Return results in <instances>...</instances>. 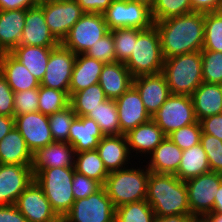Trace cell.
I'll use <instances>...</instances> for the list:
<instances>
[{
  "label": "cell",
  "instance_id": "83f0119b",
  "mask_svg": "<svg viewBox=\"0 0 222 222\" xmlns=\"http://www.w3.org/2000/svg\"><path fill=\"white\" fill-rule=\"evenodd\" d=\"M191 97L197 121L222 114V85L202 82Z\"/></svg>",
  "mask_w": 222,
  "mask_h": 222
},
{
  "label": "cell",
  "instance_id": "681fc988",
  "mask_svg": "<svg viewBox=\"0 0 222 222\" xmlns=\"http://www.w3.org/2000/svg\"><path fill=\"white\" fill-rule=\"evenodd\" d=\"M199 122L202 133L213 135L222 141V114L205 117Z\"/></svg>",
  "mask_w": 222,
  "mask_h": 222
},
{
  "label": "cell",
  "instance_id": "7dc6e473",
  "mask_svg": "<svg viewBox=\"0 0 222 222\" xmlns=\"http://www.w3.org/2000/svg\"><path fill=\"white\" fill-rule=\"evenodd\" d=\"M102 187L103 185L100 182L79 174L76 171L74 172L72 191L75 200L86 198L99 191Z\"/></svg>",
  "mask_w": 222,
  "mask_h": 222
},
{
  "label": "cell",
  "instance_id": "f35d334b",
  "mask_svg": "<svg viewBox=\"0 0 222 222\" xmlns=\"http://www.w3.org/2000/svg\"><path fill=\"white\" fill-rule=\"evenodd\" d=\"M190 12H193L190 0H155L151 8L154 23Z\"/></svg>",
  "mask_w": 222,
  "mask_h": 222
},
{
  "label": "cell",
  "instance_id": "484cf974",
  "mask_svg": "<svg viewBox=\"0 0 222 222\" xmlns=\"http://www.w3.org/2000/svg\"><path fill=\"white\" fill-rule=\"evenodd\" d=\"M0 72L13 92L39 88L40 82L11 53L0 58Z\"/></svg>",
  "mask_w": 222,
  "mask_h": 222
},
{
  "label": "cell",
  "instance_id": "7a4b0ae2",
  "mask_svg": "<svg viewBox=\"0 0 222 222\" xmlns=\"http://www.w3.org/2000/svg\"><path fill=\"white\" fill-rule=\"evenodd\" d=\"M146 201L152 207L155 216L191 214L185 181L174 174L150 171Z\"/></svg>",
  "mask_w": 222,
  "mask_h": 222
},
{
  "label": "cell",
  "instance_id": "816d5d0a",
  "mask_svg": "<svg viewBox=\"0 0 222 222\" xmlns=\"http://www.w3.org/2000/svg\"><path fill=\"white\" fill-rule=\"evenodd\" d=\"M0 222H28L15 204L0 205Z\"/></svg>",
  "mask_w": 222,
  "mask_h": 222
},
{
  "label": "cell",
  "instance_id": "cb8c5ba5",
  "mask_svg": "<svg viewBox=\"0 0 222 222\" xmlns=\"http://www.w3.org/2000/svg\"><path fill=\"white\" fill-rule=\"evenodd\" d=\"M134 77L122 62L104 64L99 85L108 99H117L133 85Z\"/></svg>",
  "mask_w": 222,
  "mask_h": 222
},
{
  "label": "cell",
  "instance_id": "db71d44e",
  "mask_svg": "<svg viewBox=\"0 0 222 222\" xmlns=\"http://www.w3.org/2000/svg\"><path fill=\"white\" fill-rule=\"evenodd\" d=\"M192 11L196 12H217L222 5V0H190Z\"/></svg>",
  "mask_w": 222,
  "mask_h": 222
},
{
  "label": "cell",
  "instance_id": "8d00e7d4",
  "mask_svg": "<svg viewBox=\"0 0 222 222\" xmlns=\"http://www.w3.org/2000/svg\"><path fill=\"white\" fill-rule=\"evenodd\" d=\"M70 97L65 91L39 86L38 111L51 115L69 106Z\"/></svg>",
  "mask_w": 222,
  "mask_h": 222
},
{
  "label": "cell",
  "instance_id": "94428289",
  "mask_svg": "<svg viewBox=\"0 0 222 222\" xmlns=\"http://www.w3.org/2000/svg\"><path fill=\"white\" fill-rule=\"evenodd\" d=\"M191 222H210L205 216H193Z\"/></svg>",
  "mask_w": 222,
  "mask_h": 222
},
{
  "label": "cell",
  "instance_id": "4dcf8cb0",
  "mask_svg": "<svg viewBox=\"0 0 222 222\" xmlns=\"http://www.w3.org/2000/svg\"><path fill=\"white\" fill-rule=\"evenodd\" d=\"M53 48L55 47L19 45L11 54L41 83Z\"/></svg>",
  "mask_w": 222,
  "mask_h": 222
},
{
  "label": "cell",
  "instance_id": "8992f818",
  "mask_svg": "<svg viewBox=\"0 0 222 222\" xmlns=\"http://www.w3.org/2000/svg\"><path fill=\"white\" fill-rule=\"evenodd\" d=\"M124 64L133 77L162 72L164 58L155 25L143 29L134 39L132 53Z\"/></svg>",
  "mask_w": 222,
  "mask_h": 222
},
{
  "label": "cell",
  "instance_id": "52a82bcc",
  "mask_svg": "<svg viewBox=\"0 0 222 222\" xmlns=\"http://www.w3.org/2000/svg\"><path fill=\"white\" fill-rule=\"evenodd\" d=\"M109 31L103 14L84 13L61 44L76 55L85 54Z\"/></svg>",
  "mask_w": 222,
  "mask_h": 222
},
{
  "label": "cell",
  "instance_id": "e575fe53",
  "mask_svg": "<svg viewBox=\"0 0 222 222\" xmlns=\"http://www.w3.org/2000/svg\"><path fill=\"white\" fill-rule=\"evenodd\" d=\"M87 117L96 121L104 136L123 134L119 124L116 102L113 99H107L100 103V106L92 110Z\"/></svg>",
  "mask_w": 222,
  "mask_h": 222
},
{
  "label": "cell",
  "instance_id": "f6af8a7d",
  "mask_svg": "<svg viewBox=\"0 0 222 222\" xmlns=\"http://www.w3.org/2000/svg\"><path fill=\"white\" fill-rule=\"evenodd\" d=\"M85 55L99 60L104 64L116 62L114 40L111 31L99 39L95 45H92Z\"/></svg>",
  "mask_w": 222,
  "mask_h": 222
},
{
  "label": "cell",
  "instance_id": "2e32d148",
  "mask_svg": "<svg viewBox=\"0 0 222 222\" xmlns=\"http://www.w3.org/2000/svg\"><path fill=\"white\" fill-rule=\"evenodd\" d=\"M15 127L23 136L28 149L33 154L36 150L54 142L47 115L30 112L15 116Z\"/></svg>",
  "mask_w": 222,
  "mask_h": 222
},
{
  "label": "cell",
  "instance_id": "ab89813d",
  "mask_svg": "<svg viewBox=\"0 0 222 222\" xmlns=\"http://www.w3.org/2000/svg\"><path fill=\"white\" fill-rule=\"evenodd\" d=\"M113 35L116 59L118 62L125 63L133 50L134 39L142 31L137 28H116L110 30Z\"/></svg>",
  "mask_w": 222,
  "mask_h": 222
},
{
  "label": "cell",
  "instance_id": "4316f807",
  "mask_svg": "<svg viewBox=\"0 0 222 222\" xmlns=\"http://www.w3.org/2000/svg\"><path fill=\"white\" fill-rule=\"evenodd\" d=\"M25 17L23 9L0 11V48L5 53H11L20 45Z\"/></svg>",
  "mask_w": 222,
  "mask_h": 222
},
{
  "label": "cell",
  "instance_id": "ffe728a7",
  "mask_svg": "<svg viewBox=\"0 0 222 222\" xmlns=\"http://www.w3.org/2000/svg\"><path fill=\"white\" fill-rule=\"evenodd\" d=\"M127 144L129 146V151L134 157L133 160H137V157L140 163V160H145L142 163H145L146 157L151 154L155 148L165 139L166 135L161 130V128L151 119L147 123L140 124L134 129H131L125 134ZM142 159H140L141 157ZM144 155V156H143Z\"/></svg>",
  "mask_w": 222,
  "mask_h": 222
},
{
  "label": "cell",
  "instance_id": "277c9868",
  "mask_svg": "<svg viewBox=\"0 0 222 222\" xmlns=\"http://www.w3.org/2000/svg\"><path fill=\"white\" fill-rule=\"evenodd\" d=\"M162 73L171 94L191 96L203 82L201 51L164 59Z\"/></svg>",
  "mask_w": 222,
  "mask_h": 222
},
{
  "label": "cell",
  "instance_id": "d6a6232c",
  "mask_svg": "<svg viewBox=\"0 0 222 222\" xmlns=\"http://www.w3.org/2000/svg\"><path fill=\"white\" fill-rule=\"evenodd\" d=\"M107 99L99 83H96L84 90L73 93L70 96L69 105L77 117H82L87 116Z\"/></svg>",
  "mask_w": 222,
  "mask_h": 222
},
{
  "label": "cell",
  "instance_id": "30bf717a",
  "mask_svg": "<svg viewBox=\"0 0 222 222\" xmlns=\"http://www.w3.org/2000/svg\"><path fill=\"white\" fill-rule=\"evenodd\" d=\"M103 15L109 30L125 27L143 30L154 25L151 9L129 0H113Z\"/></svg>",
  "mask_w": 222,
  "mask_h": 222
},
{
  "label": "cell",
  "instance_id": "7402d4cb",
  "mask_svg": "<svg viewBox=\"0 0 222 222\" xmlns=\"http://www.w3.org/2000/svg\"><path fill=\"white\" fill-rule=\"evenodd\" d=\"M96 150L109 173L128 167L134 157L129 151L125 134L104 136Z\"/></svg>",
  "mask_w": 222,
  "mask_h": 222
},
{
  "label": "cell",
  "instance_id": "74e56055",
  "mask_svg": "<svg viewBox=\"0 0 222 222\" xmlns=\"http://www.w3.org/2000/svg\"><path fill=\"white\" fill-rule=\"evenodd\" d=\"M204 45L202 50L222 52V15L217 12L204 13Z\"/></svg>",
  "mask_w": 222,
  "mask_h": 222
},
{
  "label": "cell",
  "instance_id": "5bb4252c",
  "mask_svg": "<svg viewBox=\"0 0 222 222\" xmlns=\"http://www.w3.org/2000/svg\"><path fill=\"white\" fill-rule=\"evenodd\" d=\"M15 206L28 222H59L61 220L35 180L20 194Z\"/></svg>",
  "mask_w": 222,
  "mask_h": 222
},
{
  "label": "cell",
  "instance_id": "7c38bea8",
  "mask_svg": "<svg viewBox=\"0 0 222 222\" xmlns=\"http://www.w3.org/2000/svg\"><path fill=\"white\" fill-rule=\"evenodd\" d=\"M221 182L222 173L212 171L185 181L192 216H205L212 212Z\"/></svg>",
  "mask_w": 222,
  "mask_h": 222
},
{
  "label": "cell",
  "instance_id": "f5cc1de1",
  "mask_svg": "<svg viewBox=\"0 0 222 222\" xmlns=\"http://www.w3.org/2000/svg\"><path fill=\"white\" fill-rule=\"evenodd\" d=\"M38 4L37 0H0V11L2 10H27Z\"/></svg>",
  "mask_w": 222,
  "mask_h": 222
},
{
  "label": "cell",
  "instance_id": "3957f363",
  "mask_svg": "<svg viewBox=\"0 0 222 222\" xmlns=\"http://www.w3.org/2000/svg\"><path fill=\"white\" fill-rule=\"evenodd\" d=\"M130 164V167L110 172L103 185L115 209L125 204L146 200L147 180L150 174L146 165ZM134 165V166H133ZM139 165V167H138ZM144 167V168H143Z\"/></svg>",
  "mask_w": 222,
  "mask_h": 222
},
{
  "label": "cell",
  "instance_id": "9f6ffc18",
  "mask_svg": "<svg viewBox=\"0 0 222 222\" xmlns=\"http://www.w3.org/2000/svg\"><path fill=\"white\" fill-rule=\"evenodd\" d=\"M193 216L191 214H179L171 216H155L153 222H191Z\"/></svg>",
  "mask_w": 222,
  "mask_h": 222
},
{
  "label": "cell",
  "instance_id": "603a6c76",
  "mask_svg": "<svg viewBox=\"0 0 222 222\" xmlns=\"http://www.w3.org/2000/svg\"><path fill=\"white\" fill-rule=\"evenodd\" d=\"M104 137L95 120L87 116L75 117L69 128L68 143L75 152L93 150Z\"/></svg>",
  "mask_w": 222,
  "mask_h": 222
},
{
  "label": "cell",
  "instance_id": "ac0fdd59",
  "mask_svg": "<svg viewBox=\"0 0 222 222\" xmlns=\"http://www.w3.org/2000/svg\"><path fill=\"white\" fill-rule=\"evenodd\" d=\"M115 102L123 134L151 120V116L145 109L140 94L133 85L115 99Z\"/></svg>",
  "mask_w": 222,
  "mask_h": 222
},
{
  "label": "cell",
  "instance_id": "e0dca14e",
  "mask_svg": "<svg viewBox=\"0 0 222 222\" xmlns=\"http://www.w3.org/2000/svg\"><path fill=\"white\" fill-rule=\"evenodd\" d=\"M133 86L140 94L144 107L151 117L171 95L162 72L134 77Z\"/></svg>",
  "mask_w": 222,
  "mask_h": 222
},
{
  "label": "cell",
  "instance_id": "be15d7a7",
  "mask_svg": "<svg viewBox=\"0 0 222 222\" xmlns=\"http://www.w3.org/2000/svg\"><path fill=\"white\" fill-rule=\"evenodd\" d=\"M218 12L222 15V5L219 7Z\"/></svg>",
  "mask_w": 222,
  "mask_h": 222
},
{
  "label": "cell",
  "instance_id": "44dd1931",
  "mask_svg": "<svg viewBox=\"0 0 222 222\" xmlns=\"http://www.w3.org/2000/svg\"><path fill=\"white\" fill-rule=\"evenodd\" d=\"M75 150L68 142H52L32 154L34 177L43 169L74 167Z\"/></svg>",
  "mask_w": 222,
  "mask_h": 222
},
{
  "label": "cell",
  "instance_id": "9a60e30c",
  "mask_svg": "<svg viewBox=\"0 0 222 222\" xmlns=\"http://www.w3.org/2000/svg\"><path fill=\"white\" fill-rule=\"evenodd\" d=\"M33 181L31 165L0 164V205L15 204Z\"/></svg>",
  "mask_w": 222,
  "mask_h": 222
},
{
  "label": "cell",
  "instance_id": "7bdbcfd3",
  "mask_svg": "<svg viewBox=\"0 0 222 222\" xmlns=\"http://www.w3.org/2000/svg\"><path fill=\"white\" fill-rule=\"evenodd\" d=\"M200 144L208 157L210 170L222 173V141L213 135L201 133Z\"/></svg>",
  "mask_w": 222,
  "mask_h": 222
},
{
  "label": "cell",
  "instance_id": "d590c367",
  "mask_svg": "<svg viewBox=\"0 0 222 222\" xmlns=\"http://www.w3.org/2000/svg\"><path fill=\"white\" fill-rule=\"evenodd\" d=\"M155 212L146 200L132 202L115 209V222H153Z\"/></svg>",
  "mask_w": 222,
  "mask_h": 222
},
{
  "label": "cell",
  "instance_id": "60d3db41",
  "mask_svg": "<svg viewBox=\"0 0 222 222\" xmlns=\"http://www.w3.org/2000/svg\"><path fill=\"white\" fill-rule=\"evenodd\" d=\"M75 117L76 114L70 105L48 116L49 127L54 142H68L69 128Z\"/></svg>",
  "mask_w": 222,
  "mask_h": 222
},
{
  "label": "cell",
  "instance_id": "1f68e13d",
  "mask_svg": "<svg viewBox=\"0 0 222 222\" xmlns=\"http://www.w3.org/2000/svg\"><path fill=\"white\" fill-rule=\"evenodd\" d=\"M210 171L208 157L199 143L183 150L179 168L174 175L180 180L186 181Z\"/></svg>",
  "mask_w": 222,
  "mask_h": 222
},
{
  "label": "cell",
  "instance_id": "bcb514c9",
  "mask_svg": "<svg viewBox=\"0 0 222 222\" xmlns=\"http://www.w3.org/2000/svg\"><path fill=\"white\" fill-rule=\"evenodd\" d=\"M39 88L14 92V111L16 115L38 112Z\"/></svg>",
  "mask_w": 222,
  "mask_h": 222
},
{
  "label": "cell",
  "instance_id": "f1b7e54d",
  "mask_svg": "<svg viewBox=\"0 0 222 222\" xmlns=\"http://www.w3.org/2000/svg\"><path fill=\"white\" fill-rule=\"evenodd\" d=\"M103 66L104 63L85 54L76 55L69 86V97L75 92L99 83Z\"/></svg>",
  "mask_w": 222,
  "mask_h": 222
},
{
  "label": "cell",
  "instance_id": "4fadbf2b",
  "mask_svg": "<svg viewBox=\"0 0 222 222\" xmlns=\"http://www.w3.org/2000/svg\"><path fill=\"white\" fill-rule=\"evenodd\" d=\"M75 60L76 54L60 43L51 50L46 72L40 85L65 91L69 95V86Z\"/></svg>",
  "mask_w": 222,
  "mask_h": 222
},
{
  "label": "cell",
  "instance_id": "6da1fadb",
  "mask_svg": "<svg viewBox=\"0 0 222 222\" xmlns=\"http://www.w3.org/2000/svg\"><path fill=\"white\" fill-rule=\"evenodd\" d=\"M164 59L201 51L204 45V12L170 17L154 23Z\"/></svg>",
  "mask_w": 222,
  "mask_h": 222
},
{
  "label": "cell",
  "instance_id": "f546056e",
  "mask_svg": "<svg viewBox=\"0 0 222 222\" xmlns=\"http://www.w3.org/2000/svg\"><path fill=\"white\" fill-rule=\"evenodd\" d=\"M32 153L26 142L14 126L0 141V164L31 165Z\"/></svg>",
  "mask_w": 222,
  "mask_h": 222
},
{
  "label": "cell",
  "instance_id": "f907efd6",
  "mask_svg": "<svg viewBox=\"0 0 222 222\" xmlns=\"http://www.w3.org/2000/svg\"><path fill=\"white\" fill-rule=\"evenodd\" d=\"M85 13L103 14L113 0H75Z\"/></svg>",
  "mask_w": 222,
  "mask_h": 222
},
{
  "label": "cell",
  "instance_id": "5b68a950",
  "mask_svg": "<svg viewBox=\"0 0 222 222\" xmlns=\"http://www.w3.org/2000/svg\"><path fill=\"white\" fill-rule=\"evenodd\" d=\"M74 167H53L41 170L34 180L43 189L53 211L62 220L75 198L72 191Z\"/></svg>",
  "mask_w": 222,
  "mask_h": 222
},
{
  "label": "cell",
  "instance_id": "680465c9",
  "mask_svg": "<svg viewBox=\"0 0 222 222\" xmlns=\"http://www.w3.org/2000/svg\"><path fill=\"white\" fill-rule=\"evenodd\" d=\"M205 217L210 222H222V214L219 213H208L207 215H205Z\"/></svg>",
  "mask_w": 222,
  "mask_h": 222
},
{
  "label": "cell",
  "instance_id": "d4e9b609",
  "mask_svg": "<svg viewBox=\"0 0 222 222\" xmlns=\"http://www.w3.org/2000/svg\"><path fill=\"white\" fill-rule=\"evenodd\" d=\"M183 150L168 136L147 156L146 167L154 173L175 174L179 168Z\"/></svg>",
  "mask_w": 222,
  "mask_h": 222
},
{
  "label": "cell",
  "instance_id": "ba28073f",
  "mask_svg": "<svg viewBox=\"0 0 222 222\" xmlns=\"http://www.w3.org/2000/svg\"><path fill=\"white\" fill-rule=\"evenodd\" d=\"M151 119L166 136L179 128L196 123L192 97L171 94Z\"/></svg>",
  "mask_w": 222,
  "mask_h": 222
},
{
  "label": "cell",
  "instance_id": "9c48e42d",
  "mask_svg": "<svg viewBox=\"0 0 222 222\" xmlns=\"http://www.w3.org/2000/svg\"><path fill=\"white\" fill-rule=\"evenodd\" d=\"M63 222H115V207L104 187L90 196L75 200Z\"/></svg>",
  "mask_w": 222,
  "mask_h": 222
},
{
  "label": "cell",
  "instance_id": "8fae6325",
  "mask_svg": "<svg viewBox=\"0 0 222 222\" xmlns=\"http://www.w3.org/2000/svg\"><path fill=\"white\" fill-rule=\"evenodd\" d=\"M38 4L43 8L50 32L60 43L85 13L75 0H46Z\"/></svg>",
  "mask_w": 222,
  "mask_h": 222
},
{
  "label": "cell",
  "instance_id": "11a10c76",
  "mask_svg": "<svg viewBox=\"0 0 222 222\" xmlns=\"http://www.w3.org/2000/svg\"><path fill=\"white\" fill-rule=\"evenodd\" d=\"M15 126V117L0 115V141L13 129Z\"/></svg>",
  "mask_w": 222,
  "mask_h": 222
},
{
  "label": "cell",
  "instance_id": "6125c7cd",
  "mask_svg": "<svg viewBox=\"0 0 222 222\" xmlns=\"http://www.w3.org/2000/svg\"><path fill=\"white\" fill-rule=\"evenodd\" d=\"M5 54V52L0 48V58Z\"/></svg>",
  "mask_w": 222,
  "mask_h": 222
},
{
  "label": "cell",
  "instance_id": "b9f144b4",
  "mask_svg": "<svg viewBox=\"0 0 222 222\" xmlns=\"http://www.w3.org/2000/svg\"><path fill=\"white\" fill-rule=\"evenodd\" d=\"M204 83L222 85V52L201 50Z\"/></svg>",
  "mask_w": 222,
  "mask_h": 222
},
{
  "label": "cell",
  "instance_id": "6f0895ef",
  "mask_svg": "<svg viewBox=\"0 0 222 222\" xmlns=\"http://www.w3.org/2000/svg\"><path fill=\"white\" fill-rule=\"evenodd\" d=\"M211 213L222 214V182L215 195L214 207Z\"/></svg>",
  "mask_w": 222,
  "mask_h": 222
},
{
  "label": "cell",
  "instance_id": "c3c4849f",
  "mask_svg": "<svg viewBox=\"0 0 222 222\" xmlns=\"http://www.w3.org/2000/svg\"><path fill=\"white\" fill-rule=\"evenodd\" d=\"M0 115L15 117L14 92L0 72Z\"/></svg>",
  "mask_w": 222,
  "mask_h": 222
},
{
  "label": "cell",
  "instance_id": "ee69618b",
  "mask_svg": "<svg viewBox=\"0 0 222 222\" xmlns=\"http://www.w3.org/2000/svg\"><path fill=\"white\" fill-rule=\"evenodd\" d=\"M202 133L201 124L196 123L184 126L173 131L168 137L181 149L185 150L191 148L193 145L200 143Z\"/></svg>",
  "mask_w": 222,
  "mask_h": 222
},
{
  "label": "cell",
  "instance_id": "91938a15",
  "mask_svg": "<svg viewBox=\"0 0 222 222\" xmlns=\"http://www.w3.org/2000/svg\"><path fill=\"white\" fill-rule=\"evenodd\" d=\"M137 3H141L143 5H146L148 8H152L154 5L155 0H129Z\"/></svg>",
  "mask_w": 222,
  "mask_h": 222
},
{
  "label": "cell",
  "instance_id": "836d02e7",
  "mask_svg": "<svg viewBox=\"0 0 222 222\" xmlns=\"http://www.w3.org/2000/svg\"><path fill=\"white\" fill-rule=\"evenodd\" d=\"M74 168L77 173L94 179L102 185L109 175L96 149L75 152Z\"/></svg>",
  "mask_w": 222,
  "mask_h": 222
},
{
  "label": "cell",
  "instance_id": "d6986e66",
  "mask_svg": "<svg viewBox=\"0 0 222 222\" xmlns=\"http://www.w3.org/2000/svg\"><path fill=\"white\" fill-rule=\"evenodd\" d=\"M59 44L60 42L49 30L43 8L37 4L35 7L27 9L20 45L57 47Z\"/></svg>",
  "mask_w": 222,
  "mask_h": 222
}]
</instances>
